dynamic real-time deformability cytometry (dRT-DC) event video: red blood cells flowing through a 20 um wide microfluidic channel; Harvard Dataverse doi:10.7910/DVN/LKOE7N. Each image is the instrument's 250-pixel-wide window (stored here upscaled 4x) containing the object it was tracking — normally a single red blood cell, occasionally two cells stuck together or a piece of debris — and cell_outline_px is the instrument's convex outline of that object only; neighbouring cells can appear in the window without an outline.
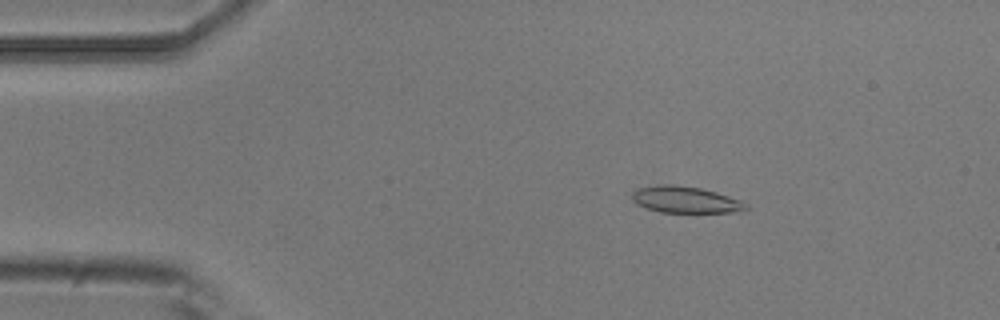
{"species": "common noctule bat (a hibernating species)", "species_latin": "Nyctalus noctula", "temperature_condition": "room temperature", "stored_images_in_passage": 53, "camera_frame_rate_fps": 3000, "um_per_image_px": 0.085, "animal": {"sex": "male", "body_mass_g": 20.5, "forearm_length_mm": 52.5}, "frame": {"image": 1, "passage_image": 8, "time_ms": 2.333, "image_size_px": [1000, 320], "cell_outline_px": [[748, 208], [732, 212], [660, 212], [644, 208], [636, 204], [632, 200], [632, 192], [640, 188], [660, 184], [672, 184], [700, 188], [716, 192], [740, 200], [748, 204]], "centroid_in_image_um": [58.22, 16.97], "position_along_channel_um": 26.8, "area_um2": 17.51}}
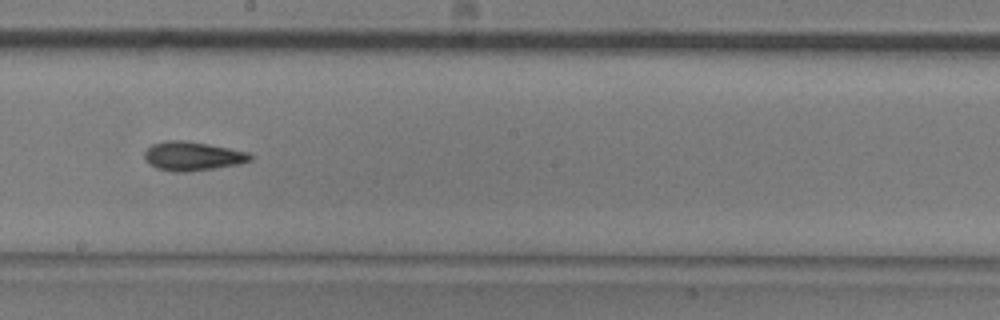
{"frame": {"image": 2, "passage_image": 29, "time_ms": 9.333, "image_size_px": [1000, 320], "cell_outline_px": [[252, 160], [236, 164], [188, 172], [172, 172], [156, 168], [148, 164], [144, 160], [144, 152], [152, 144], [164, 140], [180, 140], [208, 144], [248, 152], [252, 156]], "centroid_in_image_um": [16.29, 13.27], "position_along_channel_um": 231.9, "area_um2": 17.8}}
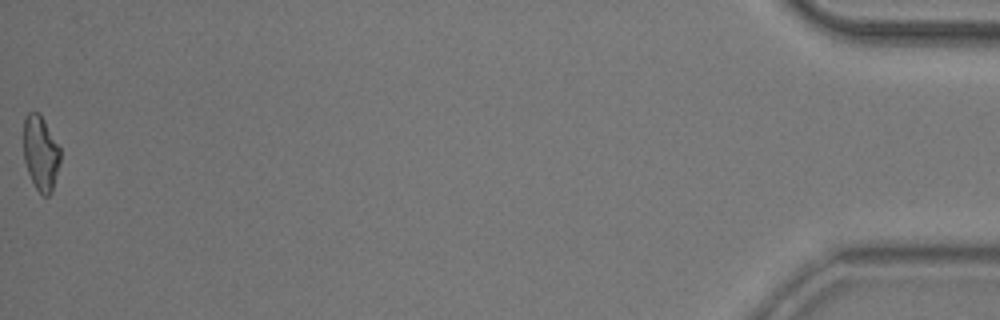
{"frame": {"image": 3, "passage_image": 53, "time_ms": 17.333, "image_size_px": [1000, 320], "cell_outline_px": [[60, 160], [52, 192], [48, 196], [44, 196], [36, 188], [28, 172], [24, 160], [24, 120], [28, 112], [40, 112], [60, 148]], "centroid_in_image_um": [3.46, 13.0], "position_along_channel_um": 431.7, "area_um2": 15.9}, "authors_computed_cell_mechanics": {"area_um2": 17.2244, "velocity_mm_per_s": 3.7636, "shape_relaxation_time_tau1_ms": 3.6277, "shape_relaxation_time_tau2_ms": 4.042, "deformation_change_tau1": 0.128, "deformation_change_tau2": 0.114}}